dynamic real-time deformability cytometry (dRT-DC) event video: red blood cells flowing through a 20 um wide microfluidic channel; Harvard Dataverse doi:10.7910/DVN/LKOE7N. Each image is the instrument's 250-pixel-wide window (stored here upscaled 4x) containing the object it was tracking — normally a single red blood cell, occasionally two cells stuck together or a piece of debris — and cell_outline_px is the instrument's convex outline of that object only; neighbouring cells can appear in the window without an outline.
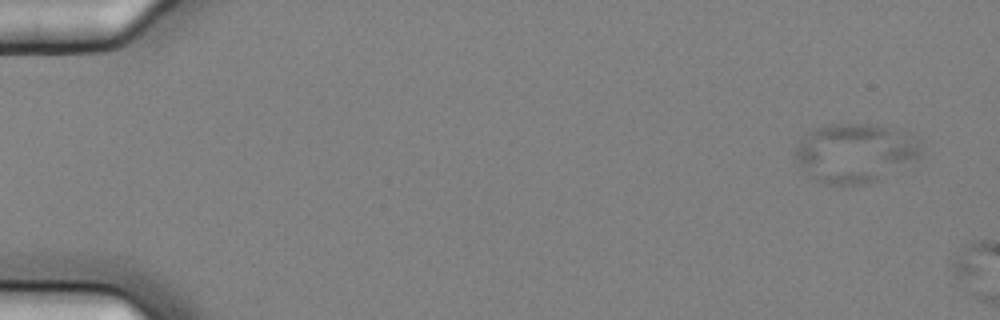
{"species": "common noctule bat (a hibernating species)", "species_latin": "Nyctalus noctula", "temperature_condition": "cold", "stored_images_in_passage": 2, "camera_frame_rate_fps": 3000, "um_per_image_px": 0.085, "animal": {"sex": "female", "body_mass_g": 25.1}, "frame": {"image": 1, "passage_image": 1, "time_ms": 0.0, "image_size_px": [1000, 320], "cell_outline_px": [[920, 156], [880, 180], [864, 184], [828, 184], [816, 180], [796, 164], [792, 156], [792, 152], [800, 140], [812, 128], [828, 124], [876, 124], [912, 132], [920, 140]], "centroid_in_image_um": [72.67, 12.97], "position_along_channel_um": 12.3, "area_um2": 43.93}}